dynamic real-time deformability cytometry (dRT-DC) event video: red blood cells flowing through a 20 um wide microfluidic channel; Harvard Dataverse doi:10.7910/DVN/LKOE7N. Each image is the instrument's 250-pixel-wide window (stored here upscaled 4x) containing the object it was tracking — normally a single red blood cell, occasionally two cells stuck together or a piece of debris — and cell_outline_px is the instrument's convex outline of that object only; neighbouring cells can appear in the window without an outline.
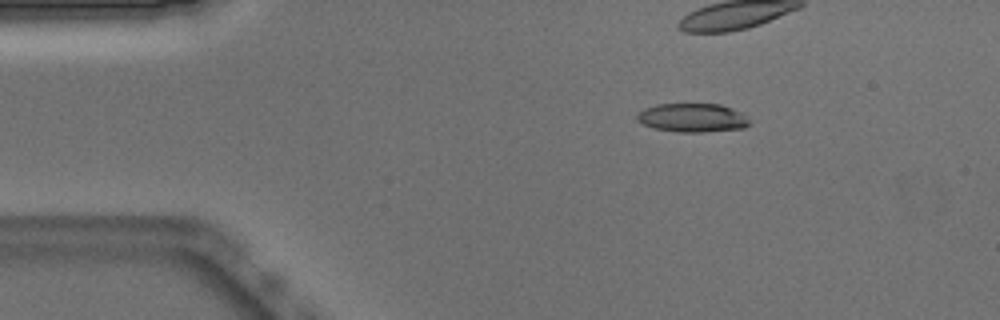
{"species": "Egyptian fruit bat (a non-hibernating species)", "species_latin": "Rousettus aegyptiacus", "temperature_condition": "warm", "stored_images_in_passage": 52, "camera_frame_rate_fps": 3000, "um_per_image_px": 0.085, "animal": {"sex": "male"}, "frame": {"image": 1, "passage_image": 8, "time_ms": 2.333, "image_size_px": [1000, 320], "cell_outline_px": [[748, 124], [744, 128], [704, 132], [680, 132], [652, 128], [636, 120], [636, 112], [644, 108], [656, 104], [720, 104], [732, 108], [740, 112], [748, 120]], "centroid_in_image_um": [58.79, 10.0], "position_along_channel_um": 26.2, "area_um2": 18.84}, "authors_computed_cell_mechanics": {"area_um2": 20.5479, "velocity_mm_per_s": 3.9002, "shape_relaxation_time_tau1_ms": 10.2287, "shape_relaxation_time_tau2_ms": 1.8573, "deformation_change_tau1": 0.3114, "deformation_change_tau2": 0.1103}}